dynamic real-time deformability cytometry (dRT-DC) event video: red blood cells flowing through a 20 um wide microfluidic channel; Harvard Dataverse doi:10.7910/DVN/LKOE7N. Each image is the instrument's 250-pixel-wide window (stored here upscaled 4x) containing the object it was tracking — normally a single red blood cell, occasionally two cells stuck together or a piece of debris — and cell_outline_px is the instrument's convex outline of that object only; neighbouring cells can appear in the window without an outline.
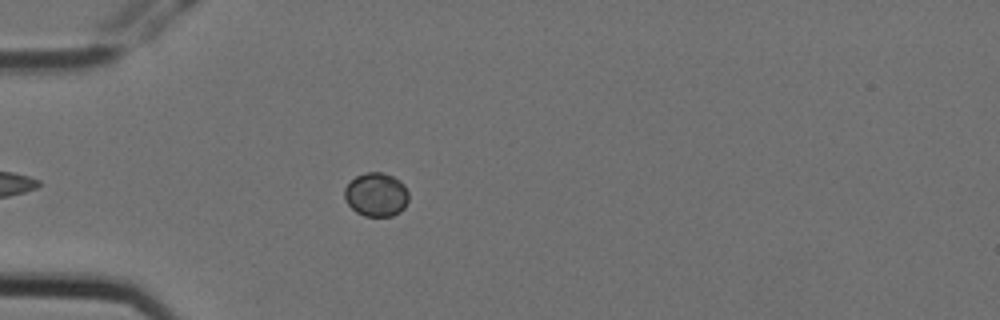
{"species": "Egyptian fruit bat (a non-hibernating species)", "species_latin": "Rousettus aegyptiacus", "temperature_condition": "cold", "stored_images_in_passage": 2, "camera_frame_rate_fps": 3000, "um_per_image_px": 0.085, "animal": {"sex": "female"}, "frame": {"image": 1, "passage_image": 1, "time_ms": 0.0, "image_size_px": [1000, 320], "cell_outline_px": [[408, 200], [404, 208], [400, 212], [392, 216], [364, 216], [356, 212], [348, 204], [344, 196], [344, 188], [356, 176], [364, 172], [384, 172], [392, 176], [404, 184], [408, 192]], "centroid_in_image_um": [31.98, 16.54], "position_along_channel_um": 53.0, "area_um2": 16.42}}